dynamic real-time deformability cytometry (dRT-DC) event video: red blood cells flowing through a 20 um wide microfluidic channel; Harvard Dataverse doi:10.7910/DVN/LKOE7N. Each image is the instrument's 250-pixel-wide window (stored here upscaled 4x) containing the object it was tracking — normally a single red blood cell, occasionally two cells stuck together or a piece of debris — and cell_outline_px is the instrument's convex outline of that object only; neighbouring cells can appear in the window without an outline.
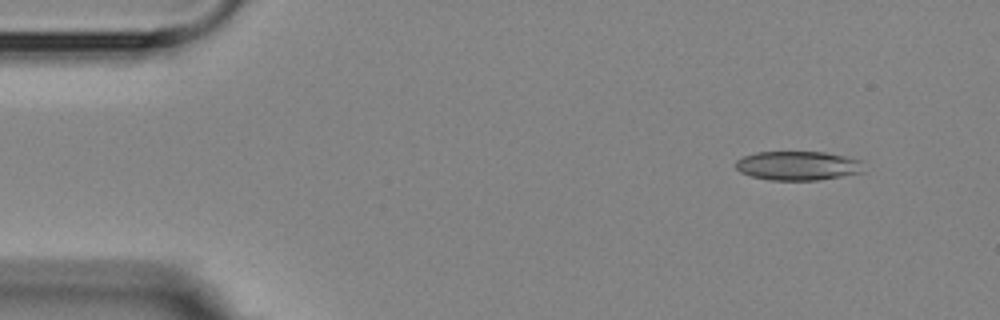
{"species": "Egyptian fruit bat (a non-hibernating species)", "species_latin": "Rousettus aegyptiacus", "temperature_condition": "room temperature", "stored_images_in_passage": 4, "camera_frame_rate_fps": 3000, "um_per_image_px": 0.085, "animal": {"sex": "female"}, "frame": {"image": 1, "passage_image": 1, "time_ms": 0.0, "image_size_px": [1000, 320], "cell_outline_px": [[864, 172], [820, 180], [768, 180], [752, 176], [740, 172], [736, 168], [736, 160], [744, 156], [756, 152], [824, 152], [844, 156], [860, 160]], "centroid_in_image_um": [67.81, 14.09], "position_along_channel_um": 17.2, "area_um2": 21.68}}
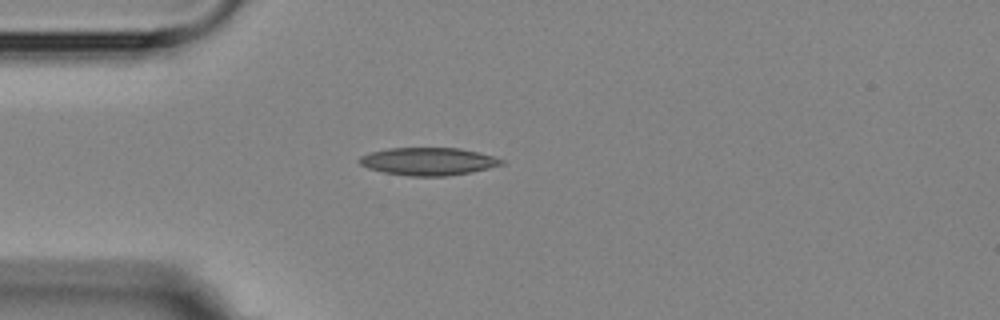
{"frame": {"image": 2, "passage_image": 3, "time_ms": 3.0, "image_size_px": [1000, 320], "cell_outline_px": [[504, 164], [488, 168], [468, 172], [444, 176], [412, 176], [384, 172], [368, 168], [360, 164], [356, 160], [360, 156], [372, 152], [388, 148], [460, 148], [480, 152], [504, 160]], "centroid_in_image_um": [36.39, 13.71], "position_along_channel_um": 48.6, "area_um2": 22.77}}